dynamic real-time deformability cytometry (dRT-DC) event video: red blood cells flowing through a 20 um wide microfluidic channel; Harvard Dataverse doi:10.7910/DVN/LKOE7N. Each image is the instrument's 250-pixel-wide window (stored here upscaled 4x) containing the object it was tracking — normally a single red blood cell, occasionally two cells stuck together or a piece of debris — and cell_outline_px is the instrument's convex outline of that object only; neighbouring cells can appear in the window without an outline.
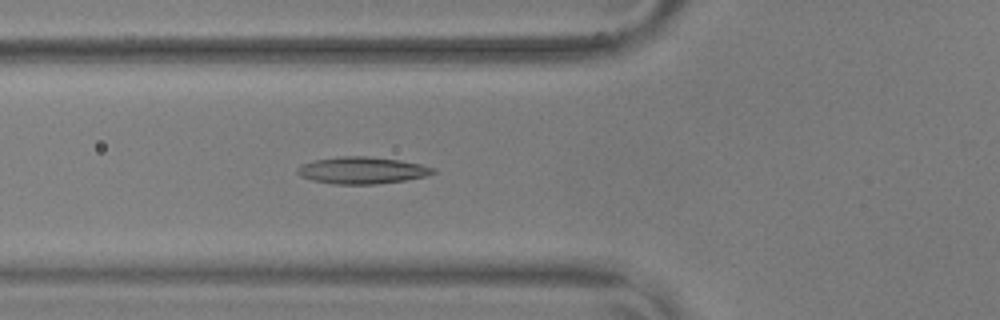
{"species": "common noctule bat (a hibernating species)", "species_latin": "Nyctalus noctula", "temperature_condition": "warm", "stored_images_in_passage": 39, "camera_frame_rate_fps": 3000, "um_per_image_px": 0.085, "animal": {"sex": "male", "body_mass_g": 17.9, "forearm_length_mm": 54.2}, "frame": {"image": 1, "passage_image": 8, "time_ms": 2.333, "image_size_px": [1000, 320], "cell_outline_px": [[436, 172], [428, 176], [404, 180], [376, 184], [336, 184], [312, 180], [300, 176], [296, 172], [296, 168], [300, 164], [316, 160], [340, 156], [364, 156], [400, 160], [420, 164], [436, 168]], "centroid_in_image_um": [30.77, 14.48], "position_along_channel_um": 95.0, "area_um2": 21.27}}
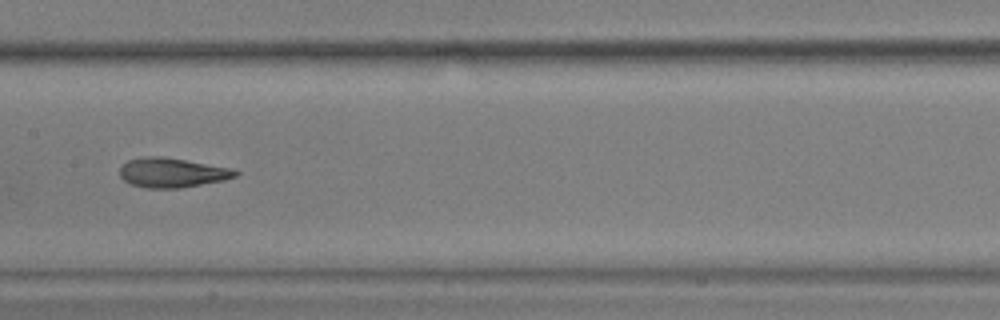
{"frame": {"image": 2, "passage_image": 16, "time_ms": 5.0, "image_size_px": [1000, 320], "cell_outline_px": [[240, 172], [236, 176], [224, 180], [180, 188], [148, 188], [132, 184], [124, 180], [120, 176], [120, 168], [128, 160], [144, 156], [160, 156], [184, 160], [228, 168]], "centroid_in_image_um": [14.59, 14.68], "position_along_channel_um": 192.8, "area_um2": 19.54}}
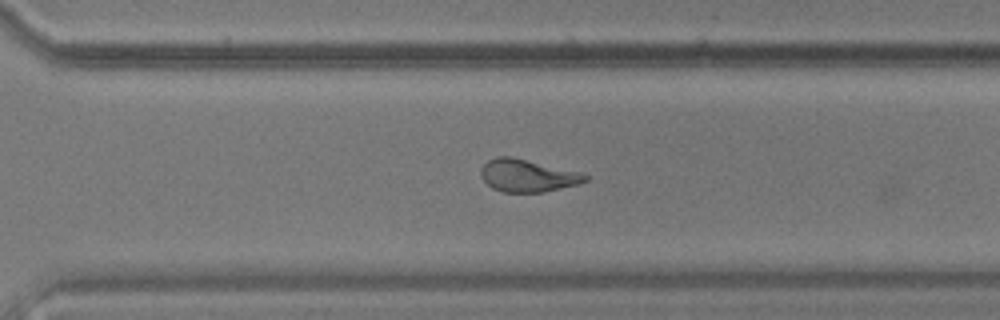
{"frame": {"image": 3, "passage_image": 27, "time_ms": 8.667, "image_size_px": [1000, 320], "cell_outline_px": [[588, 180], [576, 184], [544, 192], [504, 192], [492, 188], [480, 176], [480, 168], [488, 160], [496, 156], [512, 156], [576, 172], [588, 176]], "centroid_in_image_um": [44.76, 14.92], "position_along_channel_um": 325.8, "area_um2": 19.42}, "authors_computed_cell_mechanics": {"area_um2": 20.1722, "velocity_mm_per_s": 3.6419, "shape_relaxation_time_tau1_ms": null, "shape_relaxation_time_tau2_ms": 1.7913, "deformation_change_tau1": null, "deformation_change_tau2": 0.1067}}